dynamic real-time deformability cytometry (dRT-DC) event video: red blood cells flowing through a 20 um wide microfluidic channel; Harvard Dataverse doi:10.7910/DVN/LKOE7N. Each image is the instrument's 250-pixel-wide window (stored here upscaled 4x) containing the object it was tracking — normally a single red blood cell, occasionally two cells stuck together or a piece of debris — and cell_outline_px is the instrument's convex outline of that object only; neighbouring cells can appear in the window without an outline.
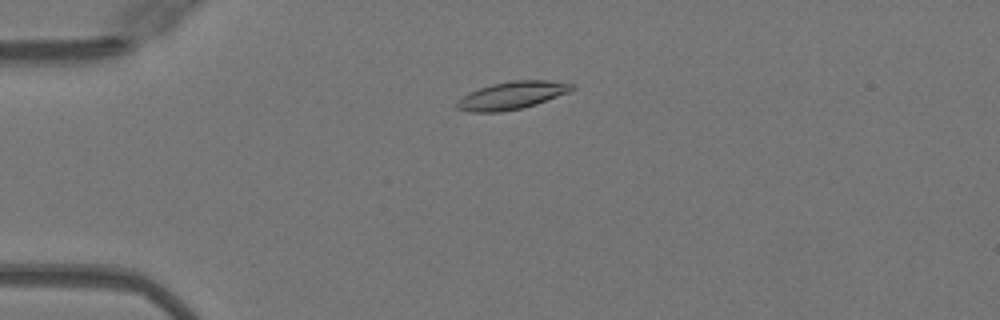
{"species": "Egyptian fruit bat (a non-hibernating species)", "species_latin": "Rousettus aegyptiacus", "temperature_condition": "warm", "stored_images_in_passage": 50, "camera_frame_rate_fps": 3000, "um_per_image_px": 0.085, "animal": {"sex": "female"}, "frame": {"image": 1, "passage_image": 12, "time_ms": 3.667, "image_size_px": [1000, 320], "cell_outline_px": [[576, 88], [568, 92], [536, 104], [520, 108], [500, 112], [468, 112], [456, 108], [456, 104], [468, 92], [492, 84], [512, 80], [548, 80], [572, 84]], "centroid_in_image_um": [43.5, 8.11], "position_along_channel_um": 41.5, "area_um2": 18.32}}
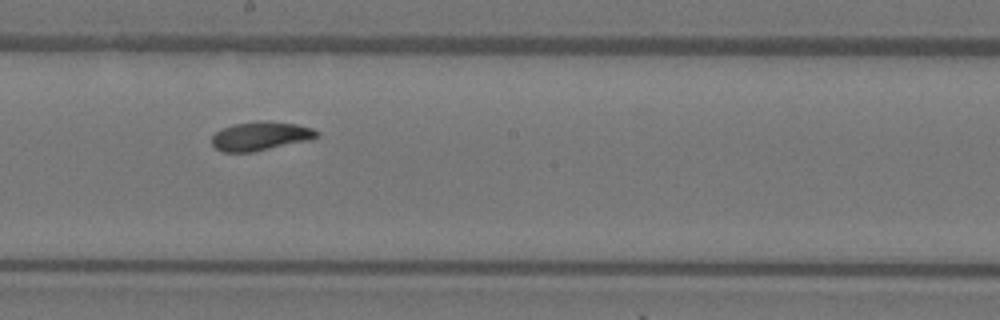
{"frame": {"image": 2, "passage_image": 28, "time_ms": 9.0, "image_size_px": [1000, 320], "cell_outline_px": [[320, 136], [312, 140], [252, 152], [220, 152], [212, 144], [212, 136], [220, 128], [232, 124], [256, 120], [260, 120], [296, 124], [312, 128], [320, 132]], "centroid_in_image_um": [22.15, 11.56], "position_along_channel_um": 226.0, "area_um2": 17.98}}
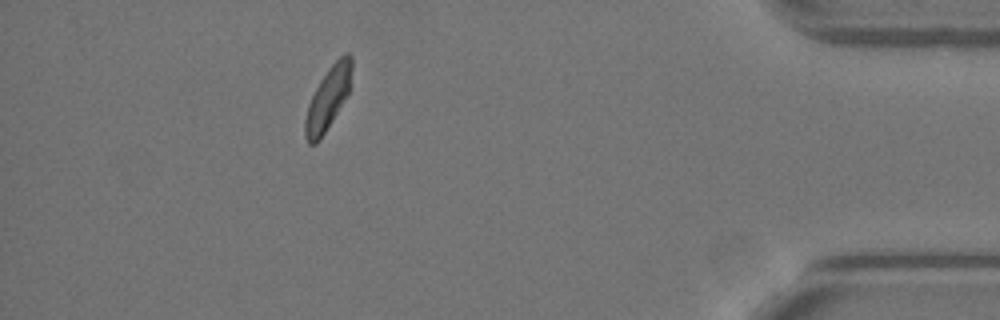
{"frame": {"image": 3, "passage_image": 45, "time_ms": 14.667, "image_size_px": [1000, 320], "cell_outline_px": [[352, 68], [348, 92], [320, 140], [316, 144], [308, 144], [304, 136], [304, 120], [308, 104], [320, 80], [328, 68], [344, 52], [348, 52], [352, 56]], "centroid_in_image_um": [27.85, 8.36], "position_along_channel_um": 407.4, "area_um2": 16.76}, "authors_computed_cell_mechanics": {"area_um2": 17.5134, "velocity_mm_per_s": 4.0432, "shape_relaxation_time_tau1_ms": 3.7657, "shape_relaxation_time_tau2_ms": 6.5942, "deformation_change_tau1": 0.1582, "deformation_change_tau2": 0.0741}}